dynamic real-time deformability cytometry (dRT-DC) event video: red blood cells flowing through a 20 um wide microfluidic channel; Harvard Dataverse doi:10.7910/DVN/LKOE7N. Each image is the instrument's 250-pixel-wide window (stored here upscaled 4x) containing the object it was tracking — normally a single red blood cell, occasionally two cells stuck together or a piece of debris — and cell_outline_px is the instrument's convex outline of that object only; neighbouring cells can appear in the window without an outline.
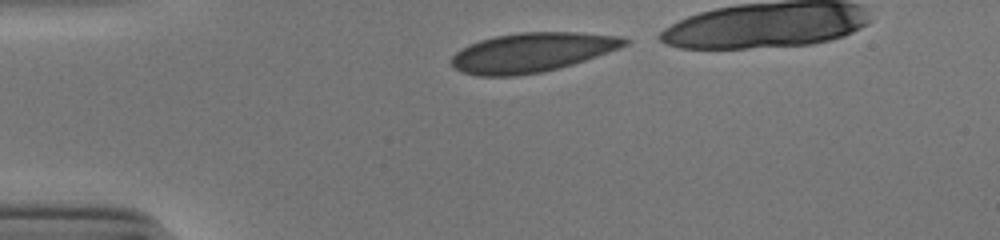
{"species": "human", "species_latin": "Homo sapiens", "temperature_condition": "cold", "stored_images_in_passage": 31, "camera_frame_rate_fps": 3000, "um_per_image_px": 0.085, "donor": {"sex": "male"}, "frame": {"image": 1, "passage_image": 1, "time_ms": 0.0, "image_size_px": [1000, 240], "cell_outline_px": [[632, 40], [628, 44], [620, 48], [560, 68], [544, 72], [516, 76], [476, 76], [460, 72], [452, 68], [452, 56], [460, 48], [468, 44], [480, 40], [496, 36], [520, 32], [576, 32], [620, 36]], "centroid_in_image_um": [45.19, 4.46], "position_along_channel_um": 39.8, "area_um2": 40.0}}
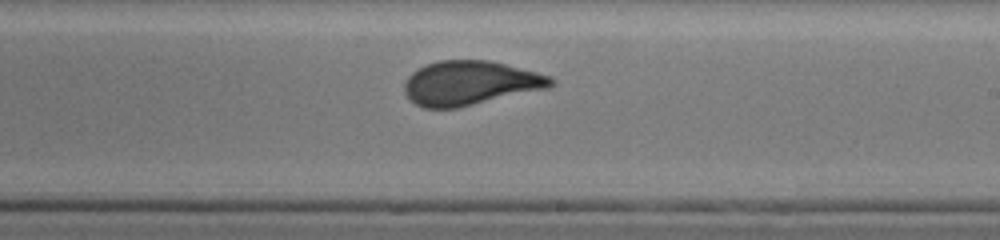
{"frame": {"image": 2, "passage_image": 20, "time_ms": 6.333, "image_size_px": [1000, 240], "cell_outline_px": [[556, 84], [548, 88], [456, 108], [424, 108], [416, 104], [404, 92], [404, 80], [412, 72], [428, 64], [440, 60], [488, 60], [552, 76], [556, 80]], "centroid_in_image_um": [39.97, 7.06], "position_along_channel_um": 249.0, "area_um2": 37.57}}
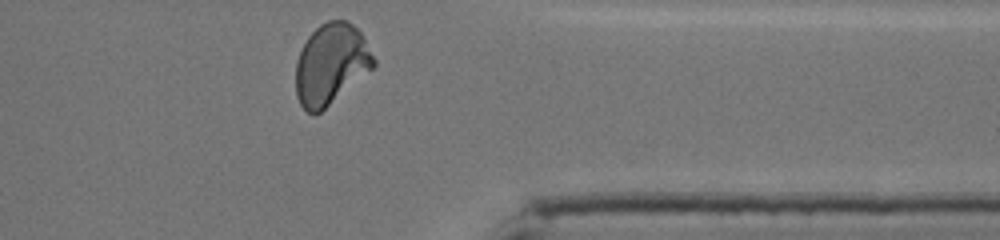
{"frame": {"image": 3, "passage_image": 31, "time_ms": 10.0, "image_size_px": [1000, 240], "cell_outline_px": [[376, 64], [372, 68], [320, 112], [312, 116], [300, 104], [296, 96], [296, 60], [308, 36], [320, 24], [328, 20], [348, 20], [364, 36], [376, 60]], "centroid_in_image_um": [28.12, 5.43], "position_along_channel_um": 383.3, "area_um2": 36.41}, "authors_computed_cell_mechanics": {"area_um2": 38.2636, "velocity_mm_per_s": 3.8773, "shape_relaxation_time_tau1_ms": 8.4292, "shape_relaxation_time_tau2_ms": null, "deformation_change_tau1": 0.2091, "deformation_change_tau2": null}}